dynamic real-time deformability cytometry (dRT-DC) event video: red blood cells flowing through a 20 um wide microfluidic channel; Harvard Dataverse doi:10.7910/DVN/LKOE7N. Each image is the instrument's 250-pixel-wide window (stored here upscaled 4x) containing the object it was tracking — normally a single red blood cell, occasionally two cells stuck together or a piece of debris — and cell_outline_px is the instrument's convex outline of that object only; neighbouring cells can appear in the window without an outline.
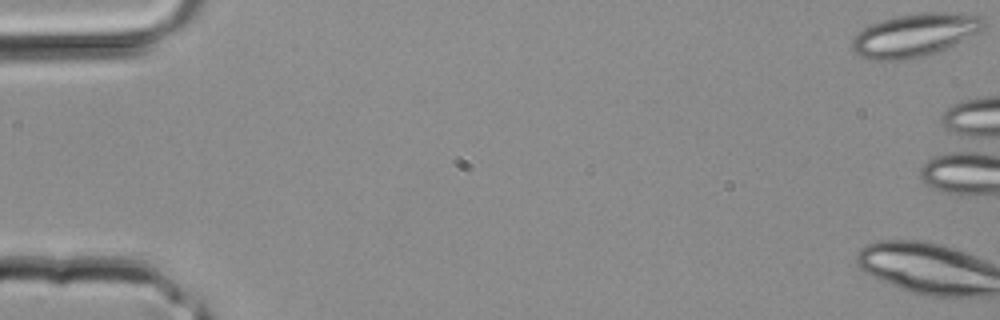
{"species": "common noctule bat (a hibernating species)", "species_latin": "Nyctalus noctula", "temperature_condition": "room temperature", "stored_images_in_passage": 3, "camera_frame_rate_fps": 3000, "um_per_image_px": 0.085, "animal": {"sex": "male", "body_mass_g": 20.4}, "frame": {"image": 1, "passage_image": 1, "time_ms": 0.0, "image_size_px": [1000, 320], "cell_outline_px": [[984, 24], [976, 32], [948, 48], [924, 56], [904, 60], [868, 60], [860, 56], [852, 48], [852, 40], [864, 28], [872, 24], [896, 16], [944, 12], [984, 16]], "centroid_in_image_um": [77.73, 3.01], "position_along_channel_um": 7.3, "area_um2": 32.25}}